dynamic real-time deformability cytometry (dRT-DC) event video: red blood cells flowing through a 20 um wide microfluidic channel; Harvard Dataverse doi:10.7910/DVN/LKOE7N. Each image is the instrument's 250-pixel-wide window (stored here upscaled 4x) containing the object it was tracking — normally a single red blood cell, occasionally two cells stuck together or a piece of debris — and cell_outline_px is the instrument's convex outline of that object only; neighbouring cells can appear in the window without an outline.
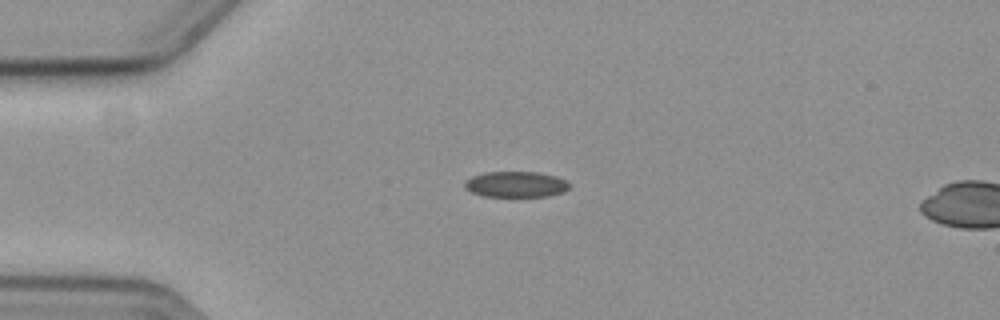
{"species": "common noctule bat (a hibernating species)", "species_latin": "Nyctalus noctula", "temperature_condition": "cold", "stored_images_in_passage": 11, "camera_frame_rate_fps": 3000, "um_per_image_px": 0.085, "animal": {"sex": "female", "body_mass_g": 19.3, "forearm_length_mm": 54.1}, "frame": {"image": 1, "passage_image": 7, "time_ms": 2.0, "image_size_px": [1000, 320], "cell_outline_px": [[568, 188], [564, 192], [548, 196], [484, 196], [472, 192], [464, 188], [464, 180], [472, 176], [484, 172], [536, 172], [556, 176], [564, 180], [568, 184]], "centroid_in_image_um": [43.8, 15.66], "position_along_channel_um": 41.2, "area_um2": 15.66}}